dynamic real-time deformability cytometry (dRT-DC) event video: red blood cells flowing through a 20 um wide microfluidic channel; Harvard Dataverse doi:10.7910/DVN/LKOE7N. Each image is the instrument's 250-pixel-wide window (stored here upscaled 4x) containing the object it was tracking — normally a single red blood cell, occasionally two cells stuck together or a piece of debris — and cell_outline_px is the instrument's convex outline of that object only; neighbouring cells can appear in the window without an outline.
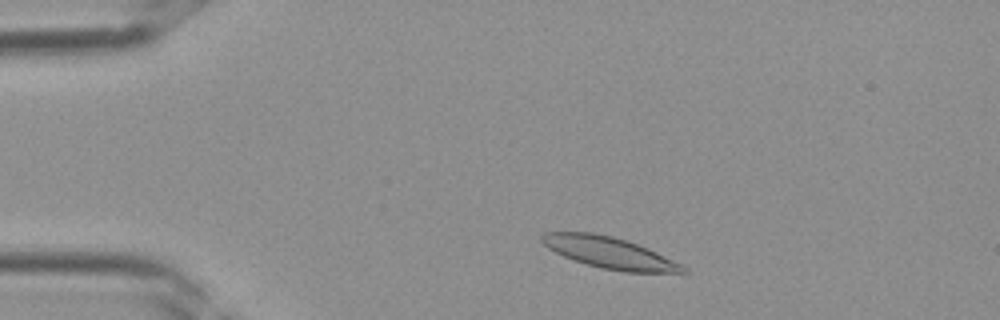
{"species": "Egyptian fruit bat (a non-hibernating species)", "species_latin": "Rousettus aegyptiacus", "temperature_condition": "room temperature", "stored_images_in_passage": 33, "camera_frame_rate_fps": 3000, "um_per_image_px": 0.085, "frame": {"image": 1, "passage_image": 3, "time_ms": 0.667, "image_size_px": [1000, 320], "cell_outline_px": [[688, 272], [624, 272], [600, 268], [564, 256], [548, 248], [540, 240], [540, 236], [544, 232], [592, 232], [612, 236], [648, 248], [688, 268]], "centroid_in_image_um": [51.77, 21.47], "position_along_channel_um": 33.2, "area_um2": 25.43}}
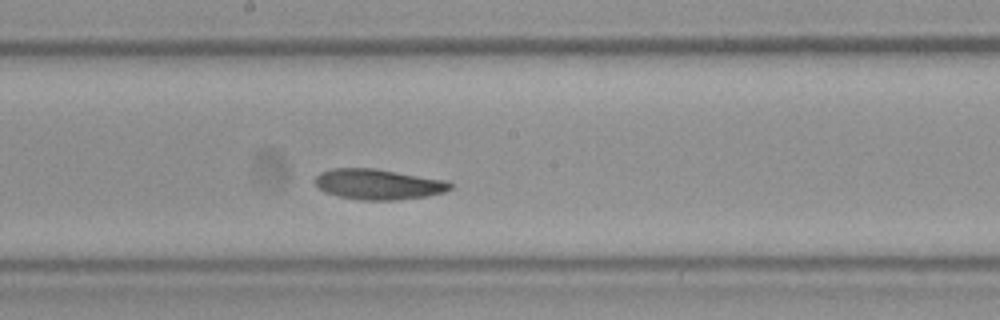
{"frame": {"image": 2, "passage_image": 16, "time_ms": 5.0, "image_size_px": [1000, 320], "cell_outline_px": [[452, 188], [444, 192], [424, 196], [396, 200], [360, 200], [340, 196], [324, 192], [316, 184], [316, 176], [320, 172], [332, 168], [376, 168], [444, 180], [452, 184]], "centroid_in_image_um": [32.13, 15.65], "position_along_channel_um": 216.1, "area_um2": 23.81}}
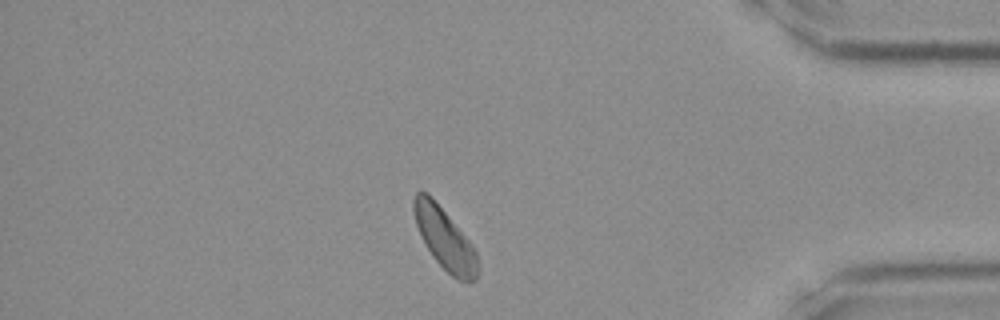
{"frame": {"image": 3, "passage_image": 28, "time_ms": 9.0, "image_size_px": [1000, 320], "cell_outline_px": [[480, 268], [476, 280], [468, 284], [456, 280], [432, 256], [424, 244], [420, 236], [416, 224], [412, 208], [412, 200], [416, 192], [420, 188], [428, 192], [432, 196], [472, 244], [476, 252]], "centroid_in_image_um": [37.8, 20.29], "position_along_channel_um": 397.4, "area_um2": 23.41}}